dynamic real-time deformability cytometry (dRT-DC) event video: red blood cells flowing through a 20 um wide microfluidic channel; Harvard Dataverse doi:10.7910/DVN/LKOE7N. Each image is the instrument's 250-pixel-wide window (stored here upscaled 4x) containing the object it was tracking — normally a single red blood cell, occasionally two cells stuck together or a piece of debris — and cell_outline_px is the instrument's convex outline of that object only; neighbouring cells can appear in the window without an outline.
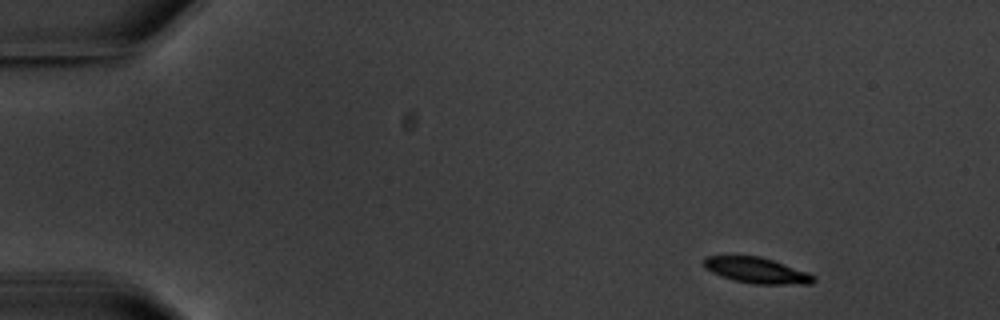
{"species": "common noctule bat (a hibernating species)", "species_latin": "Nyctalus noctula", "temperature_condition": "warm", "stored_images_in_passage": 4, "camera_frame_rate_fps": 3000, "um_per_image_px": 0.085, "animal": {"sex": "male", "body_mass_g": 20.1, "forearm_length_mm": 53.5}, "frame": {"image": 1, "passage_image": 1, "time_ms": 0.0, "image_size_px": [1000, 320], "cell_outline_px": [[816, 280], [812, 284], [752, 284], [736, 280], [712, 272], [704, 268], [704, 256], [760, 256], [808, 272], [816, 276]], "centroid_in_image_um": [64.36, 22.98], "position_along_channel_um": 20.6, "area_um2": 16.36}}
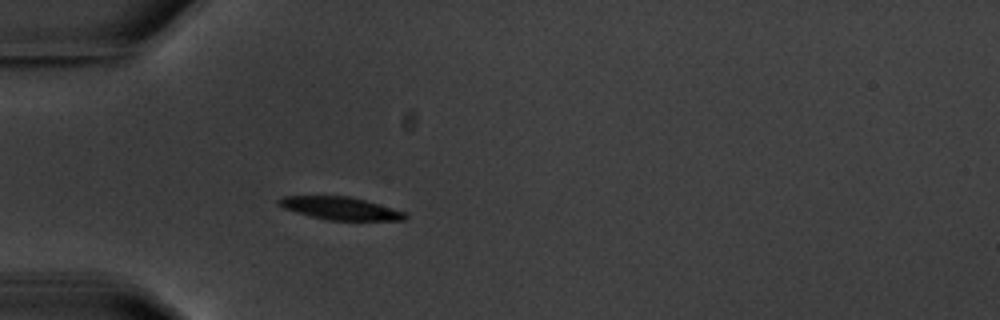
{"frame": {"image": 2, "passage_image": 4, "time_ms": 3.667, "image_size_px": [1000, 320], "cell_outline_px": [[408, 216], [404, 220], [328, 220], [296, 212], [284, 208], [276, 204], [276, 200], [284, 196], [348, 196], [364, 200], [392, 208], [404, 212]], "centroid_in_image_um": [28.89, 17.7], "position_along_channel_um": 56.1, "area_um2": 16.53}}